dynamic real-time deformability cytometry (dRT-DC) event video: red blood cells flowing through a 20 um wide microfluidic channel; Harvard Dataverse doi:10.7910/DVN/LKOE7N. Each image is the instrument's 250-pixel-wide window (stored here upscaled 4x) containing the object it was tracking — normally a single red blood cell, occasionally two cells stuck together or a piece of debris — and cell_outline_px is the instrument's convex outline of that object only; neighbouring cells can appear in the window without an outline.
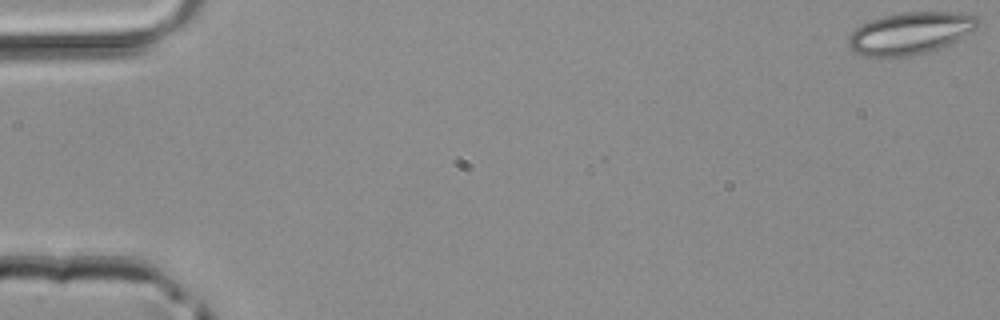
{"species": "common noctule bat (a hibernating species)", "species_latin": "Nyctalus noctula", "temperature_condition": "room temperature", "stored_images_in_passage": 3, "camera_frame_rate_fps": 3000, "um_per_image_px": 0.085, "animal": {"sex": "male", "body_mass_g": 20.4}, "frame": {"image": 1, "passage_image": 1, "time_ms": 0.0, "image_size_px": [1000, 320], "cell_outline_px": [[980, 24], [964, 40], [932, 52], [912, 56], [864, 56], [856, 52], [848, 44], [848, 36], [856, 28], [872, 20], [884, 16], [900, 12], [960, 12], [976, 16], [980, 20]], "centroid_in_image_um": [77.49, 2.83], "position_along_channel_um": 7.5, "area_um2": 32.31}}